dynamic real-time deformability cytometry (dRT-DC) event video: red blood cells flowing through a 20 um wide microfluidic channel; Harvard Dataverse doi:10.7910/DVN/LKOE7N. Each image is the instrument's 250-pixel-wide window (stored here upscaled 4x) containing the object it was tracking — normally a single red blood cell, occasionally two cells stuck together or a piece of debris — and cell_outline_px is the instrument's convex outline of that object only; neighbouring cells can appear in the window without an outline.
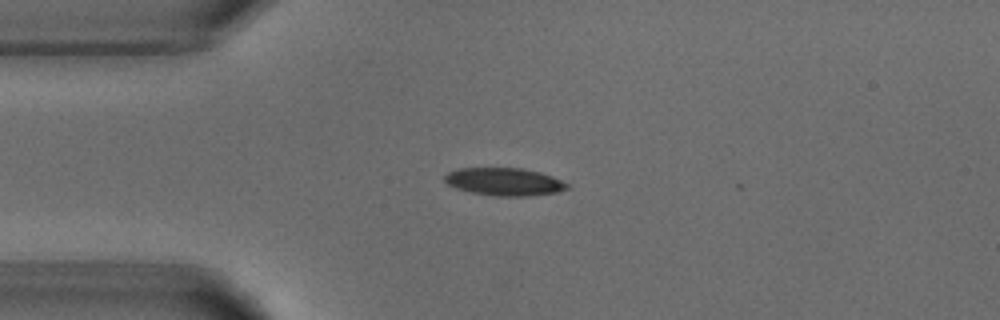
{"species": "common noctule bat (a hibernating species)", "species_latin": "Nyctalus noctula", "temperature_condition": "warm", "stored_images_in_passage": 5, "camera_frame_rate_fps": 3000, "um_per_image_px": 0.085, "animal": {"sex": "male", "body_mass_g": 18.8}, "frame": {"image": 1, "passage_image": 2, "time_ms": 1.333, "image_size_px": [1000, 320], "cell_outline_px": [[568, 188], [556, 192], [528, 196], [496, 196], [472, 192], [456, 188], [448, 184], [444, 180], [444, 176], [448, 172], [460, 168], [524, 168], [540, 172], [552, 176], [568, 184]], "centroid_in_image_um": [42.86, 15.44], "position_along_channel_um": 42.1, "area_um2": 19.65}}
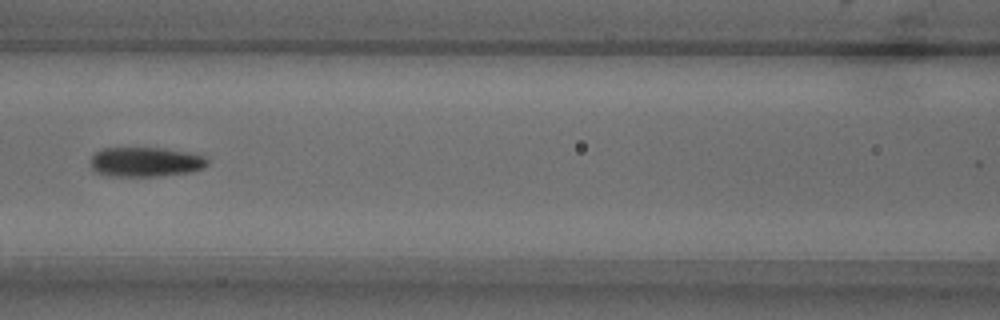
{"frame": {"image": 2, "passage_image": 5, "time_ms": 4.667, "image_size_px": [1000, 320], "cell_outline_px": [[208, 164], [204, 168], [188, 172], [160, 176], [108, 176], [96, 172], [92, 168], [92, 156], [96, 152], [104, 148], [160, 148], [188, 152], [204, 156], [208, 160]], "centroid_in_image_um": [12.38, 13.77], "position_along_channel_um": 154.2, "area_um2": 20.06}}